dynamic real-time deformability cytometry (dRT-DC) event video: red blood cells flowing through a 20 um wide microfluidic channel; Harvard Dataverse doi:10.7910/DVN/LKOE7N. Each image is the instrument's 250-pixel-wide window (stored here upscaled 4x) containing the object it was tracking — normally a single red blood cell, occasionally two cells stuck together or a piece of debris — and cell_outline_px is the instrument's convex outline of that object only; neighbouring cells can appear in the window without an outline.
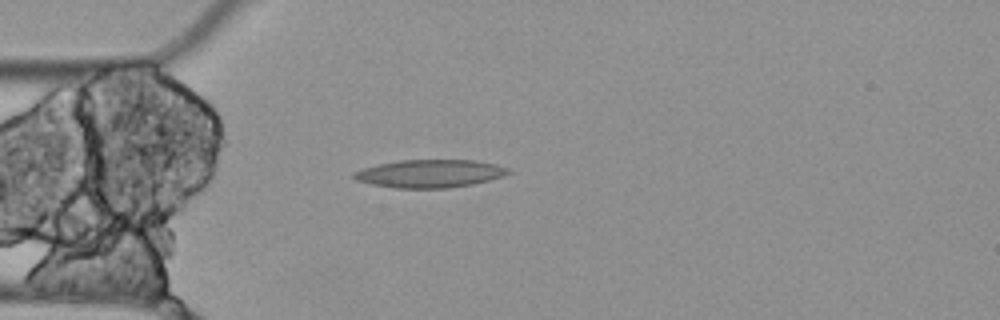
{"species": "Egyptian fruit bat (a non-hibernating species)", "species_latin": "Rousettus aegyptiacus", "temperature_condition": "cold", "stored_images_in_passage": 5, "camera_frame_rate_fps": 3000, "um_per_image_px": 0.085, "animal": {"sex": "female"}, "frame": {"image": 1, "passage_image": 5, "time_ms": 1.333, "image_size_px": [1000, 320], "cell_outline_px": [[512, 172], [504, 176], [472, 184], [448, 188], [396, 188], [372, 184], [356, 180], [352, 176], [352, 172], [360, 168], [400, 160], [476, 160], [496, 164], [508, 168]], "centroid_in_image_um": [36.53, 14.75], "position_along_channel_um": 48.5, "area_um2": 25.2}}